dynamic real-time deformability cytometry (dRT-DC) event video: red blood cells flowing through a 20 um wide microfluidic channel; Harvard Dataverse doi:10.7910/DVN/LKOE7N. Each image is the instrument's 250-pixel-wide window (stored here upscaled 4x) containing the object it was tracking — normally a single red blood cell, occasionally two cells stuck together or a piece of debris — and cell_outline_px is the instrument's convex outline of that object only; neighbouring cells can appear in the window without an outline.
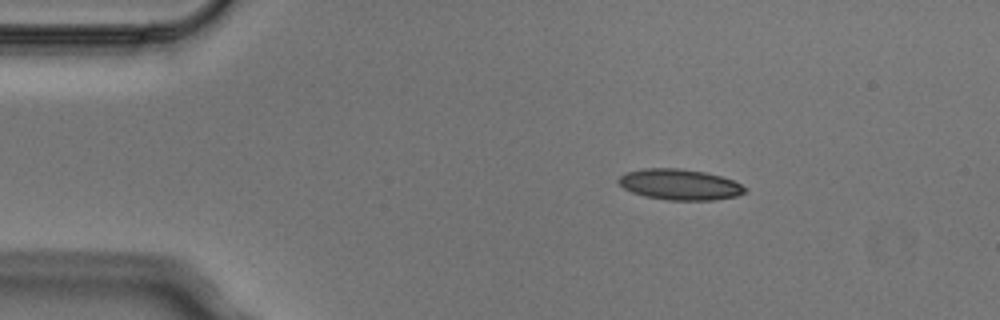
{"species": "Egyptian fruit bat (a non-hibernating species)", "species_latin": "Rousettus aegyptiacus", "temperature_condition": "cold", "stored_images_in_passage": 2, "camera_frame_rate_fps": 3000, "um_per_image_px": 0.085, "animal": {"sex": "male"}, "frame": {"image": 1, "passage_image": 1, "time_ms": 0.0, "image_size_px": [1000, 320], "cell_outline_px": [[748, 188], [744, 192], [736, 196], [712, 200], [668, 200], [644, 196], [632, 192], [624, 188], [616, 180], [624, 172], [644, 168], [680, 168], [704, 172], [720, 176], [732, 180]], "centroid_in_image_um": [57.74, 15.68], "position_along_channel_um": 27.3, "area_um2": 22.66}}